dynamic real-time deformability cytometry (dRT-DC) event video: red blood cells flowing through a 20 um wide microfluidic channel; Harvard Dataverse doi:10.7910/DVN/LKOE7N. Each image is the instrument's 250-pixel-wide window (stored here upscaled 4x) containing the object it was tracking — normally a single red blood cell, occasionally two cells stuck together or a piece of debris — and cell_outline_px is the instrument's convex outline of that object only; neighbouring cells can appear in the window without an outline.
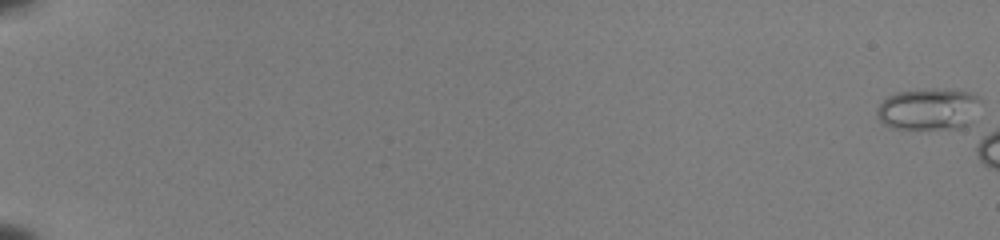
{"species": "common noctule bat (a hibernating species)", "species_latin": "Nyctalus noctula", "temperature_condition": "room temperature", "stored_images_in_passage": 6, "camera_frame_rate_fps": 3000, "um_per_image_px": 0.085, "animal": {"sex": "female", "body_mass_g": 22.0, "forearm_length_mm": 56.7}, "frame": {"image": 1, "passage_image": 1, "time_ms": 0.0, "image_size_px": [1000, 240], "cell_outline_px": [[984, 100], [972, 120], [968, 124], [960, 128], [892, 128], [884, 124], [876, 116], [876, 108], [888, 96], [896, 92], [928, 88], [956, 88], [980, 96]], "centroid_in_image_um": [78.98, 9.23], "position_along_channel_um": 6.0, "area_um2": 25.78}}